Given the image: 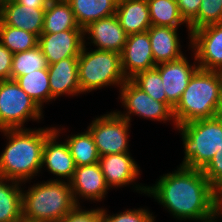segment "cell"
<instances>
[{
  "label": "cell",
  "instance_id": "1",
  "mask_svg": "<svg viewBox=\"0 0 222 222\" xmlns=\"http://www.w3.org/2000/svg\"><path fill=\"white\" fill-rule=\"evenodd\" d=\"M135 187L136 191L152 195L180 220L216 222L215 219L221 215V194L198 169L180 166L161 176L152 187Z\"/></svg>",
  "mask_w": 222,
  "mask_h": 222
},
{
  "label": "cell",
  "instance_id": "2",
  "mask_svg": "<svg viewBox=\"0 0 222 222\" xmlns=\"http://www.w3.org/2000/svg\"><path fill=\"white\" fill-rule=\"evenodd\" d=\"M0 131L9 140L0 155V176L19 183L36 176L42 170L45 141L55 131V127L37 130L25 127Z\"/></svg>",
  "mask_w": 222,
  "mask_h": 222
},
{
  "label": "cell",
  "instance_id": "3",
  "mask_svg": "<svg viewBox=\"0 0 222 222\" xmlns=\"http://www.w3.org/2000/svg\"><path fill=\"white\" fill-rule=\"evenodd\" d=\"M222 72L198 68L173 108L175 128L179 125L219 115Z\"/></svg>",
  "mask_w": 222,
  "mask_h": 222
},
{
  "label": "cell",
  "instance_id": "4",
  "mask_svg": "<svg viewBox=\"0 0 222 222\" xmlns=\"http://www.w3.org/2000/svg\"><path fill=\"white\" fill-rule=\"evenodd\" d=\"M22 190L25 222H60L76 206L69 182L50 180Z\"/></svg>",
  "mask_w": 222,
  "mask_h": 222
},
{
  "label": "cell",
  "instance_id": "5",
  "mask_svg": "<svg viewBox=\"0 0 222 222\" xmlns=\"http://www.w3.org/2000/svg\"><path fill=\"white\" fill-rule=\"evenodd\" d=\"M176 128L181 132L185 150L180 166L202 170L222 146V116L191 121Z\"/></svg>",
  "mask_w": 222,
  "mask_h": 222
},
{
  "label": "cell",
  "instance_id": "6",
  "mask_svg": "<svg viewBox=\"0 0 222 222\" xmlns=\"http://www.w3.org/2000/svg\"><path fill=\"white\" fill-rule=\"evenodd\" d=\"M84 44L78 56V79L81 93L102 87H121L127 80L121 66V54L106 50H86ZM120 85V86H119Z\"/></svg>",
  "mask_w": 222,
  "mask_h": 222
},
{
  "label": "cell",
  "instance_id": "7",
  "mask_svg": "<svg viewBox=\"0 0 222 222\" xmlns=\"http://www.w3.org/2000/svg\"><path fill=\"white\" fill-rule=\"evenodd\" d=\"M42 110L15 80L0 81V130L24 128L30 118L39 121Z\"/></svg>",
  "mask_w": 222,
  "mask_h": 222
},
{
  "label": "cell",
  "instance_id": "8",
  "mask_svg": "<svg viewBox=\"0 0 222 222\" xmlns=\"http://www.w3.org/2000/svg\"><path fill=\"white\" fill-rule=\"evenodd\" d=\"M130 123L114 112L96 117L88 127L101 156L127 153Z\"/></svg>",
  "mask_w": 222,
  "mask_h": 222
},
{
  "label": "cell",
  "instance_id": "9",
  "mask_svg": "<svg viewBox=\"0 0 222 222\" xmlns=\"http://www.w3.org/2000/svg\"><path fill=\"white\" fill-rule=\"evenodd\" d=\"M120 98L122 105L127 112L122 113L117 111L116 113L127 119L131 120V114L141 116L142 118L157 120V121H170L175 119L173 116V110L166 104L156 101L139 88L131 79H127L120 87Z\"/></svg>",
  "mask_w": 222,
  "mask_h": 222
},
{
  "label": "cell",
  "instance_id": "10",
  "mask_svg": "<svg viewBox=\"0 0 222 222\" xmlns=\"http://www.w3.org/2000/svg\"><path fill=\"white\" fill-rule=\"evenodd\" d=\"M189 38L198 67L222 72V23L201 27Z\"/></svg>",
  "mask_w": 222,
  "mask_h": 222
},
{
  "label": "cell",
  "instance_id": "11",
  "mask_svg": "<svg viewBox=\"0 0 222 222\" xmlns=\"http://www.w3.org/2000/svg\"><path fill=\"white\" fill-rule=\"evenodd\" d=\"M84 38V30L42 33L38 46L50 65L68 57H78L86 43Z\"/></svg>",
  "mask_w": 222,
  "mask_h": 222
},
{
  "label": "cell",
  "instance_id": "12",
  "mask_svg": "<svg viewBox=\"0 0 222 222\" xmlns=\"http://www.w3.org/2000/svg\"><path fill=\"white\" fill-rule=\"evenodd\" d=\"M121 66L126 79L155 68L148 31L128 35L121 52Z\"/></svg>",
  "mask_w": 222,
  "mask_h": 222
},
{
  "label": "cell",
  "instance_id": "13",
  "mask_svg": "<svg viewBox=\"0 0 222 222\" xmlns=\"http://www.w3.org/2000/svg\"><path fill=\"white\" fill-rule=\"evenodd\" d=\"M194 60V65H191L187 58L183 55L179 59L155 66L160 73L167 101L173 107L177 105L190 78L199 68L195 63L197 61L196 56L194 57Z\"/></svg>",
  "mask_w": 222,
  "mask_h": 222
},
{
  "label": "cell",
  "instance_id": "14",
  "mask_svg": "<svg viewBox=\"0 0 222 222\" xmlns=\"http://www.w3.org/2000/svg\"><path fill=\"white\" fill-rule=\"evenodd\" d=\"M69 183L77 205H80L78 202L80 197L87 200L101 201L109 190L99 162L76 167Z\"/></svg>",
  "mask_w": 222,
  "mask_h": 222
},
{
  "label": "cell",
  "instance_id": "15",
  "mask_svg": "<svg viewBox=\"0 0 222 222\" xmlns=\"http://www.w3.org/2000/svg\"><path fill=\"white\" fill-rule=\"evenodd\" d=\"M87 33L89 34L88 39H91V43L98 50L113 51L119 54L123 51L128 37L116 15L91 22L84 28V35Z\"/></svg>",
  "mask_w": 222,
  "mask_h": 222
},
{
  "label": "cell",
  "instance_id": "16",
  "mask_svg": "<svg viewBox=\"0 0 222 222\" xmlns=\"http://www.w3.org/2000/svg\"><path fill=\"white\" fill-rule=\"evenodd\" d=\"M60 131L59 128L58 130L55 128V131L45 141L42 168L46 166V169H48L50 173L59 176V178L61 177V179H54V181H64L63 179L65 178L67 182H70L74 175L76 165L67 143L57 142Z\"/></svg>",
  "mask_w": 222,
  "mask_h": 222
},
{
  "label": "cell",
  "instance_id": "17",
  "mask_svg": "<svg viewBox=\"0 0 222 222\" xmlns=\"http://www.w3.org/2000/svg\"><path fill=\"white\" fill-rule=\"evenodd\" d=\"M99 164L109 189L134 183L140 175V167L129 152L101 156Z\"/></svg>",
  "mask_w": 222,
  "mask_h": 222
},
{
  "label": "cell",
  "instance_id": "18",
  "mask_svg": "<svg viewBox=\"0 0 222 222\" xmlns=\"http://www.w3.org/2000/svg\"><path fill=\"white\" fill-rule=\"evenodd\" d=\"M51 100L61 95L81 94L78 79V57H68L48 65Z\"/></svg>",
  "mask_w": 222,
  "mask_h": 222
},
{
  "label": "cell",
  "instance_id": "19",
  "mask_svg": "<svg viewBox=\"0 0 222 222\" xmlns=\"http://www.w3.org/2000/svg\"><path fill=\"white\" fill-rule=\"evenodd\" d=\"M46 8L24 6L17 1L6 2L1 21L8 26L23 29L37 35L42 34Z\"/></svg>",
  "mask_w": 222,
  "mask_h": 222
},
{
  "label": "cell",
  "instance_id": "20",
  "mask_svg": "<svg viewBox=\"0 0 222 222\" xmlns=\"http://www.w3.org/2000/svg\"><path fill=\"white\" fill-rule=\"evenodd\" d=\"M155 65L179 59L181 51L178 28L152 25L148 30Z\"/></svg>",
  "mask_w": 222,
  "mask_h": 222
},
{
  "label": "cell",
  "instance_id": "21",
  "mask_svg": "<svg viewBox=\"0 0 222 222\" xmlns=\"http://www.w3.org/2000/svg\"><path fill=\"white\" fill-rule=\"evenodd\" d=\"M115 15L128 35L145 32L152 26L147 0H118Z\"/></svg>",
  "mask_w": 222,
  "mask_h": 222
},
{
  "label": "cell",
  "instance_id": "22",
  "mask_svg": "<svg viewBox=\"0 0 222 222\" xmlns=\"http://www.w3.org/2000/svg\"><path fill=\"white\" fill-rule=\"evenodd\" d=\"M65 30H84L75 18L67 0H51L44 14L42 33H58Z\"/></svg>",
  "mask_w": 222,
  "mask_h": 222
},
{
  "label": "cell",
  "instance_id": "23",
  "mask_svg": "<svg viewBox=\"0 0 222 222\" xmlns=\"http://www.w3.org/2000/svg\"><path fill=\"white\" fill-rule=\"evenodd\" d=\"M81 28L101 18L115 15L118 0H67Z\"/></svg>",
  "mask_w": 222,
  "mask_h": 222
},
{
  "label": "cell",
  "instance_id": "24",
  "mask_svg": "<svg viewBox=\"0 0 222 222\" xmlns=\"http://www.w3.org/2000/svg\"><path fill=\"white\" fill-rule=\"evenodd\" d=\"M20 185L22 184L17 181L0 176V222L23 221L22 188Z\"/></svg>",
  "mask_w": 222,
  "mask_h": 222
},
{
  "label": "cell",
  "instance_id": "25",
  "mask_svg": "<svg viewBox=\"0 0 222 222\" xmlns=\"http://www.w3.org/2000/svg\"><path fill=\"white\" fill-rule=\"evenodd\" d=\"M22 90L42 109L43 102L51 101L48 69L35 70L15 79Z\"/></svg>",
  "mask_w": 222,
  "mask_h": 222
},
{
  "label": "cell",
  "instance_id": "26",
  "mask_svg": "<svg viewBox=\"0 0 222 222\" xmlns=\"http://www.w3.org/2000/svg\"><path fill=\"white\" fill-rule=\"evenodd\" d=\"M65 142L69 147L71 156L74 158L76 167L99 162L100 155L88 130L71 135L70 138L68 136V140L66 139Z\"/></svg>",
  "mask_w": 222,
  "mask_h": 222
},
{
  "label": "cell",
  "instance_id": "27",
  "mask_svg": "<svg viewBox=\"0 0 222 222\" xmlns=\"http://www.w3.org/2000/svg\"><path fill=\"white\" fill-rule=\"evenodd\" d=\"M151 25L178 28L187 24L181 17L176 0H147Z\"/></svg>",
  "mask_w": 222,
  "mask_h": 222
},
{
  "label": "cell",
  "instance_id": "28",
  "mask_svg": "<svg viewBox=\"0 0 222 222\" xmlns=\"http://www.w3.org/2000/svg\"><path fill=\"white\" fill-rule=\"evenodd\" d=\"M39 37L23 29L5 25L0 20V43L16 54L38 46Z\"/></svg>",
  "mask_w": 222,
  "mask_h": 222
},
{
  "label": "cell",
  "instance_id": "29",
  "mask_svg": "<svg viewBox=\"0 0 222 222\" xmlns=\"http://www.w3.org/2000/svg\"><path fill=\"white\" fill-rule=\"evenodd\" d=\"M48 63L39 46L13 54L11 80L27 75L35 70L47 69Z\"/></svg>",
  "mask_w": 222,
  "mask_h": 222
},
{
  "label": "cell",
  "instance_id": "30",
  "mask_svg": "<svg viewBox=\"0 0 222 222\" xmlns=\"http://www.w3.org/2000/svg\"><path fill=\"white\" fill-rule=\"evenodd\" d=\"M131 80L150 97L156 101L166 103L173 110L174 107L167 101L163 82L156 68L139 72Z\"/></svg>",
  "mask_w": 222,
  "mask_h": 222
},
{
  "label": "cell",
  "instance_id": "31",
  "mask_svg": "<svg viewBox=\"0 0 222 222\" xmlns=\"http://www.w3.org/2000/svg\"><path fill=\"white\" fill-rule=\"evenodd\" d=\"M197 17L188 25L189 36L201 27L222 23V0H201Z\"/></svg>",
  "mask_w": 222,
  "mask_h": 222
},
{
  "label": "cell",
  "instance_id": "32",
  "mask_svg": "<svg viewBox=\"0 0 222 222\" xmlns=\"http://www.w3.org/2000/svg\"><path fill=\"white\" fill-rule=\"evenodd\" d=\"M155 217L147 209L126 210L115 215H108L102 208V222H155Z\"/></svg>",
  "mask_w": 222,
  "mask_h": 222
},
{
  "label": "cell",
  "instance_id": "33",
  "mask_svg": "<svg viewBox=\"0 0 222 222\" xmlns=\"http://www.w3.org/2000/svg\"><path fill=\"white\" fill-rule=\"evenodd\" d=\"M201 171L210 184L222 195V146Z\"/></svg>",
  "mask_w": 222,
  "mask_h": 222
},
{
  "label": "cell",
  "instance_id": "34",
  "mask_svg": "<svg viewBox=\"0 0 222 222\" xmlns=\"http://www.w3.org/2000/svg\"><path fill=\"white\" fill-rule=\"evenodd\" d=\"M60 222H102V209L82 210L77 205Z\"/></svg>",
  "mask_w": 222,
  "mask_h": 222
},
{
  "label": "cell",
  "instance_id": "35",
  "mask_svg": "<svg viewBox=\"0 0 222 222\" xmlns=\"http://www.w3.org/2000/svg\"><path fill=\"white\" fill-rule=\"evenodd\" d=\"M181 17L188 25L197 17L201 0H176Z\"/></svg>",
  "mask_w": 222,
  "mask_h": 222
},
{
  "label": "cell",
  "instance_id": "36",
  "mask_svg": "<svg viewBox=\"0 0 222 222\" xmlns=\"http://www.w3.org/2000/svg\"><path fill=\"white\" fill-rule=\"evenodd\" d=\"M13 53L0 43V81L11 79Z\"/></svg>",
  "mask_w": 222,
  "mask_h": 222
},
{
  "label": "cell",
  "instance_id": "37",
  "mask_svg": "<svg viewBox=\"0 0 222 222\" xmlns=\"http://www.w3.org/2000/svg\"><path fill=\"white\" fill-rule=\"evenodd\" d=\"M19 4L34 8H47L51 0H16Z\"/></svg>",
  "mask_w": 222,
  "mask_h": 222
},
{
  "label": "cell",
  "instance_id": "38",
  "mask_svg": "<svg viewBox=\"0 0 222 222\" xmlns=\"http://www.w3.org/2000/svg\"><path fill=\"white\" fill-rule=\"evenodd\" d=\"M4 4H5V1L4 0H0V19H1V15H2L3 9H4Z\"/></svg>",
  "mask_w": 222,
  "mask_h": 222
},
{
  "label": "cell",
  "instance_id": "39",
  "mask_svg": "<svg viewBox=\"0 0 222 222\" xmlns=\"http://www.w3.org/2000/svg\"><path fill=\"white\" fill-rule=\"evenodd\" d=\"M219 115L222 116V86H221V102L219 106Z\"/></svg>",
  "mask_w": 222,
  "mask_h": 222
},
{
  "label": "cell",
  "instance_id": "40",
  "mask_svg": "<svg viewBox=\"0 0 222 222\" xmlns=\"http://www.w3.org/2000/svg\"><path fill=\"white\" fill-rule=\"evenodd\" d=\"M4 1H5V3H6V2L16 1V0H4Z\"/></svg>",
  "mask_w": 222,
  "mask_h": 222
},
{
  "label": "cell",
  "instance_id": "41",
  "mask_svg": "<svg viewBox=\"0 0 222 222\" xmlns=\"http://www.w3.org/2000/svg\"><path fill=\"white\" fill-rule=\"evenodd\" d=\"M221 215H222V195H221Z\"/></svg>",
  "mask_w": 222,
  "mask_h": 222
}]
</instances>
